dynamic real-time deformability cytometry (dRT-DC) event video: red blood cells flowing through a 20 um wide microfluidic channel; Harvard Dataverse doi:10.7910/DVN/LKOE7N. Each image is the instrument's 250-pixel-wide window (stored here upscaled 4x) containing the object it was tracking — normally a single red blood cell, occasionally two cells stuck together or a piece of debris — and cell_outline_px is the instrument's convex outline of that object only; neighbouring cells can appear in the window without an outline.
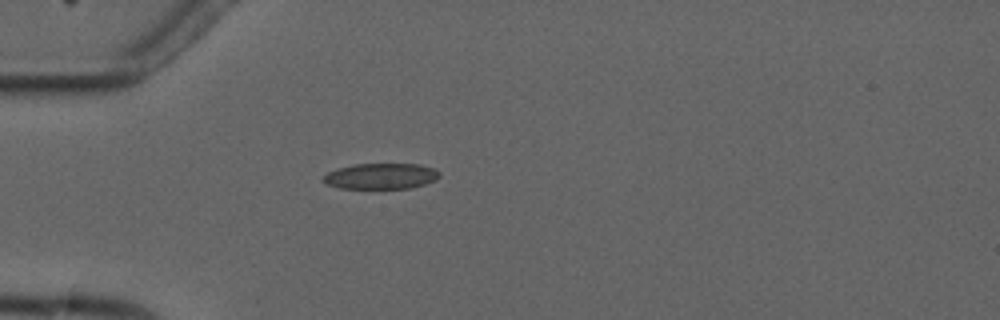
{"species": "common noctule bat (a hibernating species)", "species_latin": "Nyctalus noctula", "temperature_condition": "cold", "stored_images_in_passage": 3, "camera_frame_rate_fps": 3000, "um_per_image_px": 0.085, "animal": {"sex": "male", "forearm_length_mm": 52.5}, "frame": {"image": 1, "passage_image": 1, "time_ms": 0.0, "image_size_px": [1000, 320], "cell_outline_px": [[440, 176], [436, 180], [424, 184], [408, 188], [340, 188], [328, 184], [320, 180], [328, 172], [352, 164], [420, 164], [432, 168], [440, 172]], "centroid_in_image_um": [32.39, 14.97], "position_along_channel_um": 52.6, "area_um2": 17.34}}
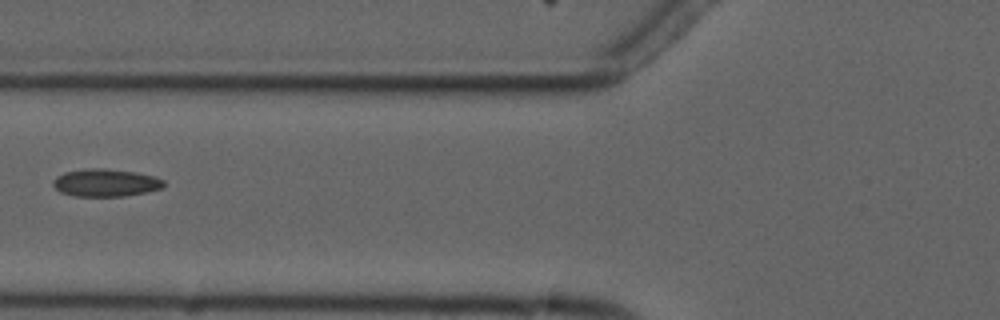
{"frame": {"image": 2, "passage_image": 3, "time_ms": 2.0, "image_size_px": [1000, 320], "cell_outline_px": [[164, 188], [148, 192], [124, 196], [72, 196], [60, 192], [52, 184], [52, 180], [56, 176], [64, 172], [84, 168], [104, 168], [136, 172], [152, 176], [164, 180]], "centroid_in_image_um": [8.96, 15.53], "position_along_channel_um": 116.8, "area_um2": 18.03}}